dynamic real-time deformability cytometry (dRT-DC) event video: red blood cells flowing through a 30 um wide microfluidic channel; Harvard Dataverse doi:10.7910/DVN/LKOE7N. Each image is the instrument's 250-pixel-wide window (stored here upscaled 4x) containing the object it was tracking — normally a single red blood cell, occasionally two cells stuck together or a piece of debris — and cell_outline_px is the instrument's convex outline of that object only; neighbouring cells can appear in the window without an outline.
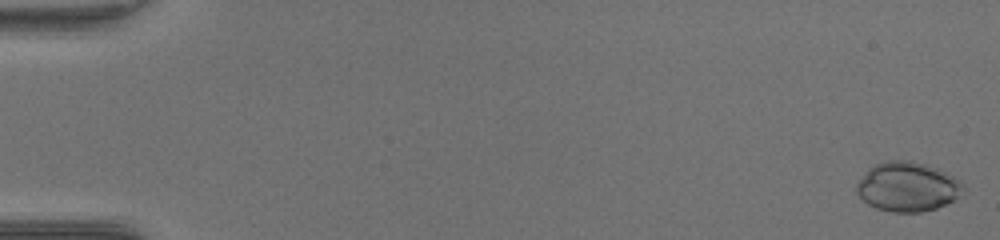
{"species": "common noctule bat (a hibernating species)", "species_latin": "Nyctalus noctula", "temperature_condition": "warm", "stored_images_in_passage": 53, "camera_frame_rate_fps": 3000, "um_per_image_px": 0.085, "animal": {"sex": "female", "body_mass_g": 17.0, "forearm_length_mm": 48.0}, "frame": {"image": 1, "passage_image": 1, "time_ms": 0.0, "image_size_px": [1000, 240], "cell_outline_px": [[964, 188], [952, 200], [936, 208], [920, 212], [892, 212], [876, 208], [868, 204], [856, 192], [856, 184], [868, 168], [884, 160], [912, 160], [928, 164], [940, 168], [960, 180]], "centroid_in_image_um": [77.12, 15.84], "position_along_channel_um": 7.9, "area_um2": 30.75}}
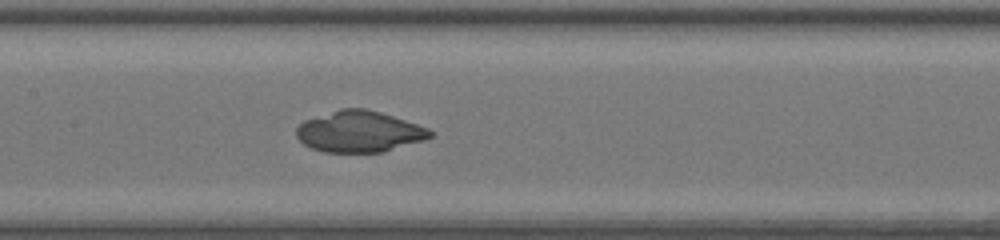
{"frame": {"image": 2, "passage_image": 27, "time_ms": 8.667, "image_size_px": [1000, 240], "cell_outline_px": [[432, 136], [424, 140], [384, 152], [324, 152], [312, 148], [304, 144], [296, 136], [296, 128], [304, 120], [340, 108], [364, 108], [380, 112], [428, 128], [432, 132]], "centroid_in_image_um": [30.52, 11.19], "position_along_channel_um": 176.9, "area_um2": 31.96}}
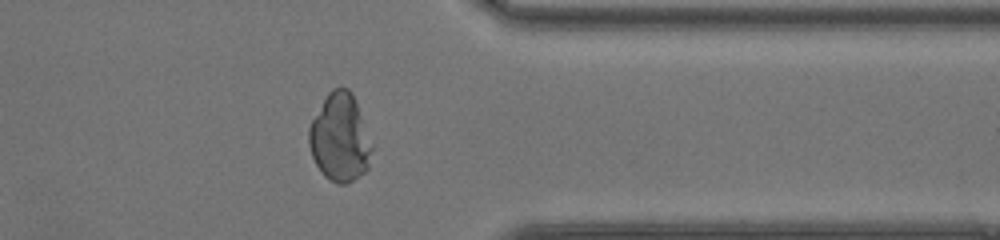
{"frame": {"image": 3, "passage_image": 43, "time_ms": 14.0, "image_size_px": [1000, 240], "cell_outline_px": [[372, 148], [368, 168], [364, 172], [348, 184], [336, 184], [324, 176], [316, 164], [312, 156], [308, 144], [308, 128], [312, 120], [328, 92], [332, 88], [348, 88], [352, 92]], "centroid_in_image_um": [28.86, 11.74], "position_along_channel_um": 382.5, "area_um2": 31.85}}